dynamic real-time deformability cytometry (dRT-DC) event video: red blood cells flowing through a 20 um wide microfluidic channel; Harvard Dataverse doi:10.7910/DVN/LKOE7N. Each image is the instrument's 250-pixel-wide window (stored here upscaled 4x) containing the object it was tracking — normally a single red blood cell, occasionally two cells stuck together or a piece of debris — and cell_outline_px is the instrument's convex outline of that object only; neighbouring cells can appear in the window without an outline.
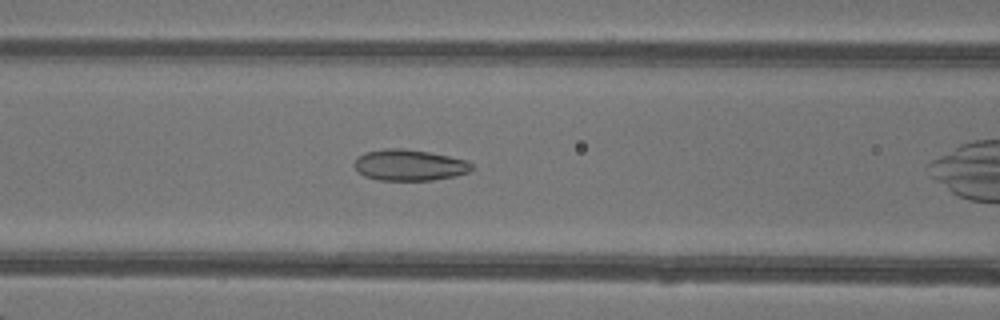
{"species": "common noctule bat (a hibernating species)", "species_latin": "Nyctalus noctula", "temperature_condition": "warm", "stored_images_in_passage": 31, "camera_frame_rate_fps": 3000, "um_per_image_px": 0.085, "animal": {"sex": "female"}, "frame": {"image": 1, "passage_image": 13, "time_ms": 4.0, "image_size_px": [1000, 320], "cell_outline_px": [[472, 168], [468, 172], [456, 176], [432, 180], [380, 180], [364, 176], [352, 164], [364, 152], [384, 148], [400, 148], [428, 152], [468, 160], [472, 164]], "centroid_in_image_um": [34.8, 14.03], "position_along_channel_um": 131.8, "area_um2": 21.21}}
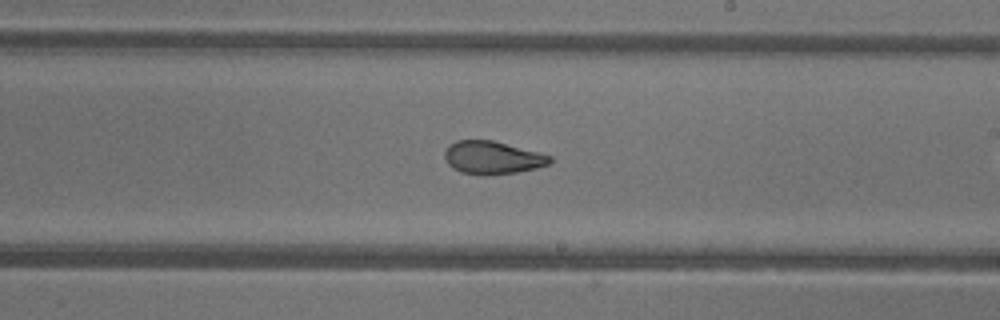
{"frame": {"image": 2, "passage_image": 21, "time_ms": 6.667, "image_size_px": [1000, 320], "cell_outline_px": [[552, 164], [536, 168], [516, 172], [488, 176], [484, 176], [460, 172], [452, 168], [448, 164], [444, 156], [444, 152], [448, 144], [456, 140], [492, 140], [552, 156]], "centroid_in_image_um": [41.83, 13.41], "position_along_channel_um": 247.2, "area_um2": 20.4}}
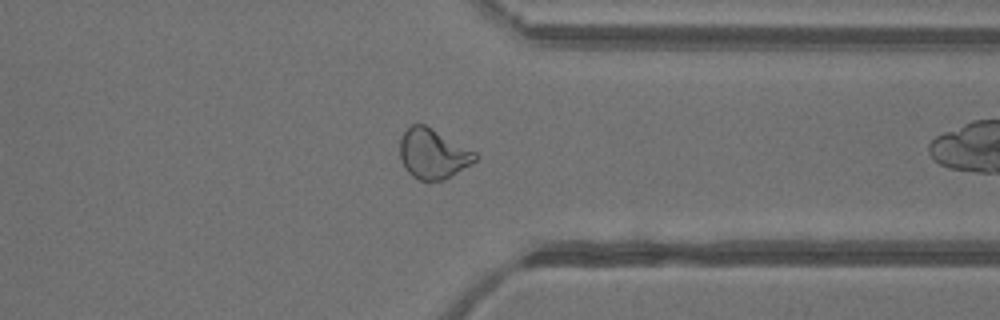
{"frame": {"image": 3, "passage_image": 30, "time_ms": 9.667, "image_size_px": [1000, 320], "cell_outline_px": [[480, 156], [476, 160], [452, 176], [444, 180], [420, 180], [412, 176], [404, 168], [400, 160], [400, 136], [412, 124], [424, 124], [432, 128], [476, 152]], "centroid_in_image_um": [36.79, 13.07], "position_along_channel_um": 374.6, "area_um2": 21.91}}